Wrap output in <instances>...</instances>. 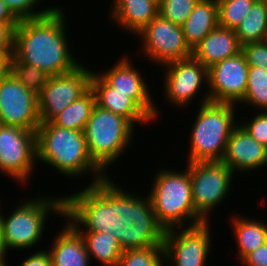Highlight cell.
I'll list each match as a JSON object with an SVG mask.
<instances>
[{
	"instance_id": "6da1fadb",
	"label": "cell",
	"mask_w": 267,
	"mask_h": 266,
	"mask_svg": "<svg viewBox=\"0 0 267 266\" xmlns=\"http://www.w3.org/2000/svg\"><path fill=\"white\" fill-rule=\"evenodd\" d=\"M63 217L83 237L90 259L102 266H118L126 244L139 231L136 208L121 191L70 198Z\"/></svg>"
},
{
	"instance_id": "7a4b0ae2",
	"label": "cell",
	"mask_w": 267,
	"mask_h": 266,
	"mask_svg": "<svg viewBox=\"0 0 267 266\" xmlns=\"http://www.w3.org/2000/svg\"><path fill=\"white\" fill-rule=\"evenodd\" d=\"M121 187V192L135 206L138 229L146 234H160L173 228L204 223L195 213L190 172L162 168L156 172L147 196H139Z\"/></svg>"
},
{
	"instance_id": "3957f363",
	"label": "cell",
	"mask_w": 267,
	"mask_h": 266,
	"mask_svg": "<svg viewBox=\"0 0 267 266\" xmlns=\"http://www.w3.org/2000/svg\"><path fill=\"white\" fill-rule=\"evenodd\" d=\"M36 148L37 163H44L71 179L87 174L93 177L90 185L71 194L70 198L109 197L121 191V186L114 183L90 158L83 131L41 122L36 130Z\"/></svg>"
},
{
	"instance_id": "277c9868",
	"label": "cell",
	"mask_w": 267,
	"mask_h": 266,
	"mask_svg": "<svg viewBox=\"0 0 267 266\" xmlns=\"http://www.w3.org/2000/svg\"><path fill=\"white\" fill-rule=\"evenodd\" d=\"M56 7L47 15L21 19L13 31L12 56L34 65L50 76L74 70L81 63L72 54L67 39V13Z\"/></svg>"
},
{
	"instance_id": "5b68a950",
	"label": "cell",
	"mask_w": 267,
	"mask_h": 266,
	"mask_svg": "<svg viewBox=\"0 0 267 266\" xmlns=\"http://www.w3.org/2000/svg\"><path fill=\"white\" fill-rule=\"evenodd\" d=\"M202 98L189 134L187 163L222 161L227 141L239 124L235 120L239 106L211 102L207 92L202 94Z\"/></svg>"
},
{
	"instance_id": "8992f818",
	"label": "cell",
	"mask_w": 267,
	"mask_h": 266,
	"mask_svg": "<svg viewBox=\"0 0 267 266\" xmlns=\"http://www.w3.org/2000/svg\"><path fill=\"white\" fill-rule=\"evenodd\" d=\"M69 199L70 195L36 196L18 204L8 216L1 211L2 240L6 252L10 249L24 251L41 242L46 219L51 214L63 218Z\"/></svg>"
},
{
	"instance_id": "52a82bcc",
	"label": "cell",
	"mask_w": 267,
	"mask_h": 266,
	"mask_svg": "<svg viewBox=\"0 0 267 266\" xmlns=\"http://www.w3.org/2000/svg\"><path fill=\"white\" fill-rule=\"evenodd\" d=\"M134 128L127 119L109 110L98 105L93 108L83 133L90 158L106 175L107 169L134 143Z\"/></svg>"
},
{
	"instance_id": "ba28073f",
	"label": "cell",
	"mask_w": 267,
	"mask_h": 266,
	"mask_svg": "<svg viewBox=\"0 0 267 266\" xmlns=\"http://www.w3.org/2000/svg\"><path fill=\"white\" fill-rule=\"evenodd\" d=\"M185 168L190 172L195 213L210 222V212L224 201L233 186L234 173L222 161L190 162Z\"/></svg>"
},
{
	"instance_id": "9c48e42d",
	"label": "cell",
	"mask_w": 267,
	"mask_h": 266,
	"mask_svg": "<svg viewBox=\"0 0 267 266\" xmlns=\"http://www.w3.org/2000/svg\"><path fill=\"white\" fill-rule=\"evenodd\" d=\"M35 161H37L36 132L1 124L0 173L26 186L36 169Z\"/></svg>"
},
{
	"instance_id": "30bf717a",
	"label": "cell",
	"mask_w": 267,
	"mask_h": 266,
	"mask_svg": "<svg viewBox=\"0 0 267 266\" xmlns=\"http://www.w3.org/2000/svg\"><path fill=\"white\" fill-rule=\"evenodd\" d=\"M210 225L204 222L160 233L166 266H206L212 246Z\"/></svg>"
},
{
	"instance_id": "8fae6325",
	"label": "cell",
	"mask_w": 267,
	"mask_h": 266,
	"mask_svg": "<svg viewBox=\"0 0 267 266\" xmlns=\"http://www.w3.org/2000/svg\"><path fill=\"white\" fill-rule=\"evenodd\" d=\"M142 41L140 53L152 63L165 65L171 61L192 57L182 26L172 23L158 14L136 37Z\"/></svg>"
},
{
	"instance_id": "7c38bea8",
	"label": "cell",
	"mask_w": 267,
	"mask_h": 266,
	"mask_svg": "<svg viewBox=\"0 0 267 266\" xmlns=\"http://www.w3.org/2000/svg\"><path fill=\"white\" fill-rule=\"evenodd\" d=\"M91 69L80 64L70 72L49 77L38 95V113L41 122H50L90 89L93 72Z\"/></svg>"
},
{
	"instance_id": "4fadbf2b",
	"label": "cell",
	"mask_w": 267,
	"mask_h": 266,
	"mask_svg": "<svg viewBox=\"0 0 267 266\" xmlns=\"http://www.w3.org/2000/svg\"><path fill=\"white\" fill-rule=\"evenodd\" d=\"M0 123L35 132L41 123L38 96L25 88L9 70L0 75Z\"/></svg>"
},
{
	"instance_id": "5bb4252c",
	"label": "cell",
	"mask_w": 267,
	"mask_h": 266,
	"mask_svg": "<svg viewBox=\"0 0 267 266\" xmlns=\"http://www.w3.org/2000/svg\"><path fill=\"white\" fill-rule=\"evenodd\" d=\"M164 97L176 108L190 106L199 92L208 86V68L193 56L162 65ZM204 84V85H203Z\"/></svg>"
},
{
	"instance_id": "9a60e30c",
	"label": "cell",
	"mask_w": 267,
	"mask_h": 266,
	"mask_svg": "<svg viewBox=\"0 0 267 266\" xmlns=\"http://www.w3.org/2000/svg\"><path fill=\"white\" fill-rule=\"evenodd\" d=\"M249 65L242 52L208 68V95L211 102L240 105L247 87Z\"/></svg>"
},
{
	"instance_id": "2e32d148",
	"label": "cell",
	"mask_w": 267,
	"mask_h": 266,
	"mask_svg": "<svg viewBox=\"0 0 267 266\" xmlns=\"http://www.w3.org/2000/svg\"><path fill=\"white\" fill-rule=\"evenodd\" d=\"M130 56H123L117 61L113 67L104 71H99V75L117 92L129 94V98L133 99L154 121L158 119L157 103L154 102L139 70L134 68ZM130 60V61H129ZM108 70V71H107ZM142 75V76H141ZM156 106V107H155Z\"/></svg>"
},
{
	"instance_id": "e0dca14e",
	"label": "cell",
	"mask_w": 267,
	"mask_h": 266,
	"mask_svg": "<svg viewBox=\"0 0 267 266\" xmlns=\"http://www.w3.org/2000/svg\"><path fill=\"white\" fill-rule=\"evenodd\" d=\"M222 162L239 174L267 167V148L238 124L232 131Z\"/></svg>"
},
{
	"instance_id": "ac0fdd59",
	"label": "cell",
	"mask_w": 267,
	"mask_h": 266,
	"mask_svg": "<svg viewBox=\"0 0 267 266\" xmlns=\"http://www.w3.org/2000/svg\"><path fill=\"white\" fill-rule=\"evenodd\" d=\"M90 89L94 92L96 105L127 119L134 127L152 123L154 120L131 98L117 92L96 71L92 72Z\"/></svg>"
},
{
	"instance_id": "d6986e66",
	"label": "cell",
	"mask_w": 267,
	"mask_h": 266,
	"mask_svg": "<svg viewBox=\"0 0 267 266\" xmlns=\"http://www.w3.org/2000/svg\"><path fill=\"white\" fill-rule=\"evenodd\" d=\"M110 18L134 36L159 14V0H113ZM113 19V20H112Z\"/></svg>"
},
{
	"instance_id": "ffe728a7",
	"label": "cell",
	"mask_w": 267,
	"mask_h": 266,
	"mask_svg": "<svg viewBox=\"0 0 267 266\" xmlns=\"http://www.w3.org/2000/svg\"><path fill=\"white\" fill-rule=\"evenodd\" d=\"M240 44L235 30L218 26L192 50V56L207 68L240 53Z\"/></svg>"
},
{
	"instance_id": "44dd1931",
	"label": "cell",
	"mask_w": 267,
	"mask_h": 266,
	"mask_svg": "<svg viewBox=\"0 0 267 266\" xmlns=\"http://www.w3.org/2000/svg\"><path fill=\"white\" fill-rule=\"evenodd\" d=\"M47 251L52 266H89L90 256L81 234L67 221Z\"/></svg>"
},
{
	"instance_id": "7402d4cb",
	"label": "cell",
	"mask_w": 267,
	"mask_h": 266,
	"mask_svg": "<svg viewBox=\"0 0 267 266\" xmlns=\"http://www.w3.org/2000/svg\"><path fill=\"white\" fill-rule=\"evenodd\" d=\"M165 255L159 234L138 231L126 244L118 266H164Z\"/></svg>"
},
{
	"instance_id": "603a6c76",
	"label": "cell",
	"mask_w": 267,
	"mask_h": 266,
	"mask_svg": "<svg viewBox=\"0 0 267 266\" xmlns=\"http://www.w3.org/2000/svg\"><path fill=\"white\" fill-rule=\"evenodd\" d=\"M181 26L187 45L193 50L219 26L217 0H199Z\"/></svg>"
},
{
	"instance_id": "cb8c5ba5",
	"label": "cell",
	"mask_w": 267,
	"mask_h": 266,
	"mask_svg": "<svg viewBox=\"0 0 267 266\" xmlns=\"http://www.w3.org/2000/svg\"><path fill=\"white\" fill-rule=\"evenodd\" d=\"M232 231L237 244L239 262L250 252L267 242V223L246 216H233ZM265 223V224H264Z\"/></svg>"
},
{
	"instance_id": "d4e9b609",
	"label": "cell",
	"mask_w": 267,
	"mask_h": 266,
	"mask_svg": "<svg viewBox=\"0 0 267 266\" xmlns=\"http://www.w3.org/2000/svg\"><path fill=\"white\" fill-rule=\"evenodd\" d=\"M235 32L241 45L267 40V0H256Z\"/></svg>"
},
{
	"instance_id": "484cf974",
	"label": "cell",
	"mask_w": 267,
	"mask_h": 266,
	"mask_svg": "<svg viewBox=\"0 0 267 266\" xmlns=\"http://www.w3.org/2000/svg\"><path fill=\"white\" fill-rule=\"evenodd\" d=\"M96 105L94 92L89 89L79 99L68 105L50 122L56 126L83 131Z\"/></svg>"
},
{
	"instance_id": "4316f807",
	"label": "cell",
	"mask_w": 267,
	"mask_h": 266,
	"mask_svg": "<svg viewBox=\"0 0 267 266\" xmlns=\"http://www.w3.org/2000/svg\"><path fill=\"white\" fill-rule=\"evenodd\" d=\"M240 103L267 111V69L249 66L246 92Z\"/></svg>"
},
{
	"instance_id": "83f0119b",
	"label": "cell",
	"mask_w": 267,
	"mask_h": 266,
	"mask_svg": "<svg viewBox=\"0 0 267 266\" xmlns=\"http://www.w3.org/2000/svg\"><path fill=\"white\" fill-rule=\"evenodd\" d=\"M8 70L25 88L37 96L41 93L50 77L49 74L38 67L18 62L13 56L9 58Z\"/></svg>"
},
{
	"instance_id": "f1b7e54d",
	"label": "cell",
	"mask_w": 267,
	"mask_h": 266,
	"mask_svg": "<svg viewBox=\"0 0 267 266\" xmlns=\"http://www.w3.org/2000/svg\"><path fill=\"white\" fill-rule=\"evenodd\" d=\"M256 0H217L219 26L236 30Z\"/></svg>"
},
{
	"instance_id": "f546056e",
	"label": "cell",
	"mask_w": 267,
	"mask_h": 266,
	"mask_svg": "<svg viewBox=\"0 0 267 266\" xmlns=\"http://www.w3.org/2000/svg\"><path fill=\"white\" fill-rule=\"evenodd\" d=\"M199 0H159V14L172 23L182 25Z\"/></svg>"
},
{
	"instance_id": "4dcf8cb0",
	"label": "cell",
	"mask_w": 267,
	"mask_h": 266,
	"mask_svg": "<svg viewBox=\"0 0 267 266\" xmlns=\"http://www.w3.org/2000/svg\"><path fill=\"white\" fill-rule=\"evenodd\" d=\"M11 12L19 19L37 18L52 12L57 6L37 11L35 9L43 0H3ZM36 10V11H34Z\"/></svg>"
},
{
	"instance_id": "1f68e13d",
	"label": "cell",
	"mask_w": 267,
	"mask_h": 266,
	"mask_svg": "<svg viewBox=\"0 0 267 266\" xmlns=\"http://www.w3.org/2000/svg\"><path fill=\"white\" fill-rule=\"evenodd\" d=\"M252 119L239 122V124L248 132L253 139L267 148V111L256 112Z\"/></svg>"
},
{
	"instance_id": "d6a6232c",
	"label": "cell",
	"mask_w": 267,
	"mask_h": 266,
	"mask_svg": "<svg viewBox=\"0 0 267 266\" xmlns=\"http://www.w3.org/2000/svg\"><path fill=\"white\" fill-rule=\"evenodd\" d=\"M241 52L249 66L267 69V40L244 44Z\"/></svg>"
},
{
	"instance_id": "836d02e7",
	"label": "cell",
	"mask_w": 267,
	"mask_h": 266,
	"mask_svg": "<svg viewBox=\"0 0 267 266\" xmlns=\"http://www.w3.org/2000/svg\"><path fill=\"white\" fill-rule=\"evenodd\" d=\"M240 263L243 266H267V242L247 254Z\"/></svg>"
},
{
	"instance_id": "e575fe53",
	"label": "cell",
	"mask_w": 267,
	"mask_h": 266,
	"mask_svg": "<svg viewBox=\"0 0 267 266\" xmlns=\"http://www.w3.org/2000/svg\"><path fill=\"white\" fill-rule=\"evenodd\" d=\"M19 266H52V259L47 249H41L30 254Z\"/></svg>"
},
{
	"instance_id": "d590c367",
	"label": "cell",
	"mask_w": 267,
	"mask_h": 266,
	"mask_svg": "<svg viewBox=\"0 0 267 266\" xmlns=\"http://www.w3.org/2000/svg\"><path fill=\"white\" fill-rule=\"evenodd\" d=\"M0 51H13V30L0 23Z\"/></svg>"
},
{
	"instance_id": "8d00e7d4",
	"label": "cell",
	"mask_w": 267,
	"mask_h": 266,
	"mask_svg": "<svg viewBox=\"0 0 267 266\" xmlns=\"http://www.w3.org/2000/svg\"><path fill=\"white\" fill-rule=\"evenodd\" d=\"M0 23L8 25L13 31L19 23V19L11 12L3 0H0Z\"/></svg>"
},
{
	"instance_id": "74e56055",
	"label": "cell",
	"mask_w": 267,
	"mask_h": 266,
	"mask_svg": "<svg viewBox=\"0 0 267 266\" xmlns=\"http://www.w3.org/2000/svg\"><path fill=\"white\" fill-rule=\"evenodd\" d=\"M13 51H0V75L5 74L9 68V58Z\"/></svg>"
},
{
	"instance_id": "f35d334b",
	"label": "cell",
	"mask_w": 267,
	"mask_h": 266,
	"mask_svg": "<svg viewBox=\"0 0 267 266\" xmlns=\"http://www.w3.org/2000/svg\"><path fill=\"white\" fill-rule=\"evenodd\" d=\"M1 206V204H0ZM7 255L3 240H2V220H1V207H0V256Z\"/></svg>"
},
{
	"instance_id": "ab89813d",
	"label": "cell",
	"mask_w": 267,
	"mask_h": 266,
	"mask_svg": "<svg viewBox=\"0 0 267 266\" xmlns=\"http://www.w3.org/2000/svg\"><path fill=\"white\" fill-rule=\"evenodd\" d=\"M6 260V255L0 256V266H9Z\"/></svg>"
}]
</instances>
